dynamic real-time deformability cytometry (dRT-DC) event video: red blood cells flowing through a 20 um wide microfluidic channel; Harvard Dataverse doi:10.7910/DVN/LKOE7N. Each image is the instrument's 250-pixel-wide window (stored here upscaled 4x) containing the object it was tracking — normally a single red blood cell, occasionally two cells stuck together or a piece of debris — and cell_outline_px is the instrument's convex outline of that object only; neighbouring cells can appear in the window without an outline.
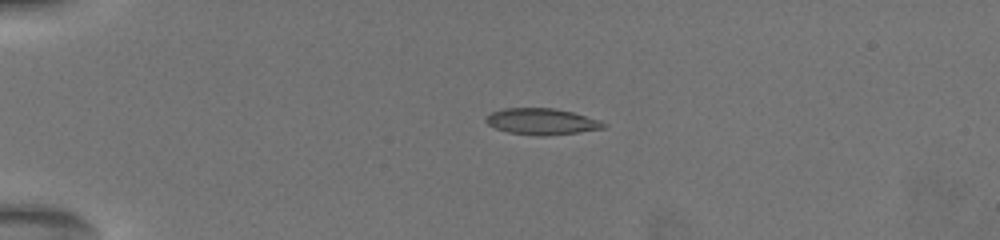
{"species": "common noctule bat (a hibernating species)", "species_latin": "Nyctalus noctula", "temperature_condition": "warm", "stored_images_in_passage": 10, "camera_frame_rate_fps": 3000, "um_per_image_px": 0.085, "animal": {"sex": "female", "body_mass_g": 19.5, "forearm_length_mm": 54.1}, "frame": {"image": 1, "passage_image": 1, "time_ms": 0.0, "image_size_px": [1000, 240], "cell_outline_px": [[608, 124], [604, 128], [576, 132], [544, 136], [508, 132], [496, 128], [488, 124], [484, 120], [492, 112], [504, 108], [552, 108], [572, 112], [600, 120]], "centroid_in_image_um": [46.05, 10.32], "position_along_channel_um": 38.9, "area_um2": 17.74}}